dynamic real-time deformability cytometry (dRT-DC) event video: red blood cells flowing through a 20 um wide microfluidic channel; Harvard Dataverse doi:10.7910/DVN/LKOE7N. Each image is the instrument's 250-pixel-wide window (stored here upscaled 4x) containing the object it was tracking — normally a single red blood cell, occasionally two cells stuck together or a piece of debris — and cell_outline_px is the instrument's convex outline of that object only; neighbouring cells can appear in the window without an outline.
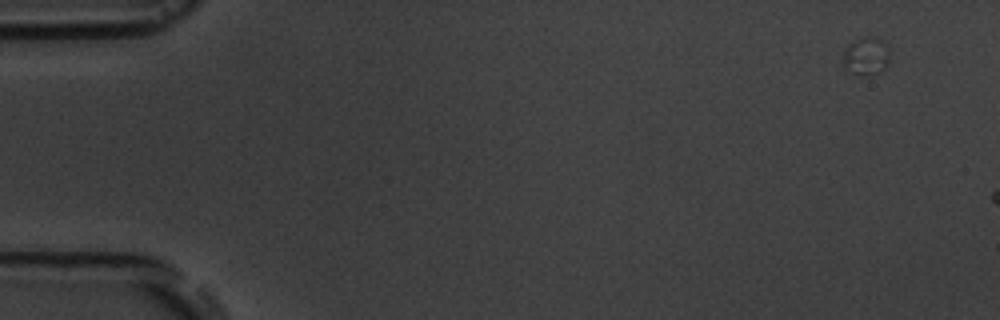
{"species": "common noctule bat (a hibernating species)", "species_latin": "Nyctalus noctula", "temperature_condition": "room temperature", "stored_images_in_passage": 3, "camera_frame_rate_fps": 3000, "um_per_image_px": 0.085, "animal": {"sex": "male", "body_mass_g": 19.5, "forearm_length_mm": 54.6}, "frame": {"image": 1, "passage_image": 1, "time_ms": 0.0, "image_size_px": [1000, 320], "cell_outline_px": [[888, 60], [884, 68], [876, 72], [860, 76], [844, 68], [844, 52], [856, 40], [864, 36], [876, 36], [888, 44]], "centroid_in_image_um": [73.65, 4.74], "position_along_channel_um": 11.4, "area_um2": 10.0}}